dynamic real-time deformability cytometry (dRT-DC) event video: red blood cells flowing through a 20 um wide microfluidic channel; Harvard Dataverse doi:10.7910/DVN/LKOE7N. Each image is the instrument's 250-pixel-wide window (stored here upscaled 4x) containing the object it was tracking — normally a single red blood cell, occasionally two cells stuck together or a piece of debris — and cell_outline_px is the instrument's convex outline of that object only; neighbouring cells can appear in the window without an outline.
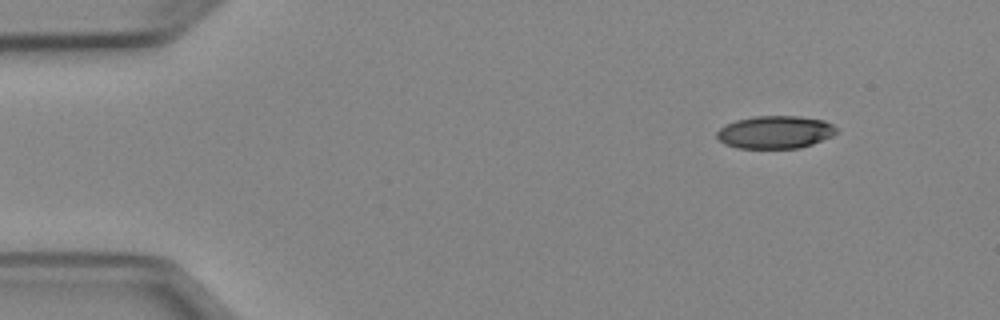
{"species": "Egyptian fruit bat (a non-hibernating species)", "species_latin": "Rousettus aegyptiacus", "temperature_condition": "cold", "stored_images_in_passage": 46, "camera_frame_rate_fps": 3000, "um_per_image_px": 0.085, "animal": {"sex": "female"}, "frame": {"image": 1, "passage_image": 1, "time_ms": 0.0, "image_size_px": [1000, 320], "cell_outline_px": [[836, 132], [832, 136], [812, 144], [800, 148], [740, 148], [724, 144], [716, 136], [716, 132], [720, 128], [736, 120], [756, 116], [800, 116], [824, 120], [832, 124], [836, 128]], "centroid_in_image_um": [65.9, 11.23], "position_along_channel_um": 19.1, "area_um2": 22.72}}
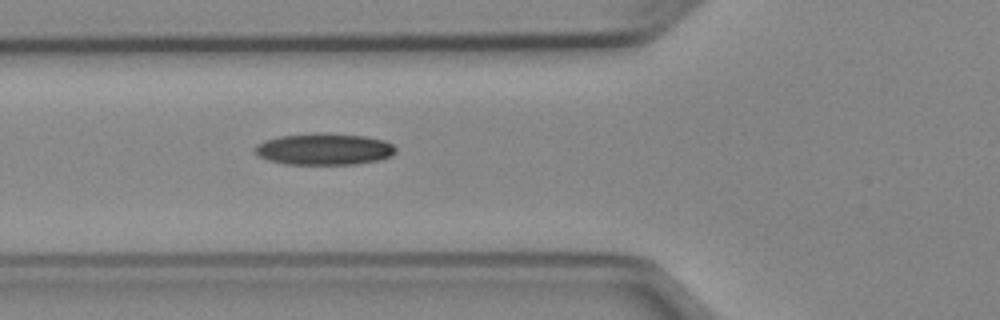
{"frame": {"image": 2, "passage_image": 14, "time_ms": 4.333, "image_size_px": [1000, 320], "cell_outline_px": [[396, 152], [392, 156], [380, 160], [356, 164], [284, 164], [268, 160], [252, 152], [252, 148], [256, 144], [264, 140], [280, 136], [316, 132], [324, 132], [364, 136], [384, 140], [392, 144], [396, 148]], "centroid_in_image_um": [27.53, 12.67], "position_along_channel_um": 98.3, "area_um2": 26.36}}
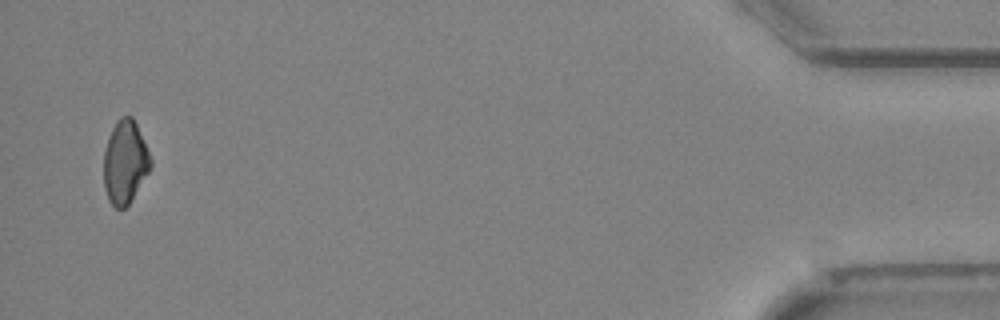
{"frame": {"image": 3, "passage_image": 45, "time_ms": 14.667, "image_size_px": [1000, 320], "cell_outline_px": [[152, 164], [148, 172], [128, 204], [124, 208], [116, 208], [108, 200], [104, 188], [104, 152], [112, 128], [116, 120], [120, 116], [132, 116], [136, 124], [152, 160]], "centroid_in_image_um": [10.61, 13.77], "position_along_channel_um": 424.6, "area_um2": 22.37}}